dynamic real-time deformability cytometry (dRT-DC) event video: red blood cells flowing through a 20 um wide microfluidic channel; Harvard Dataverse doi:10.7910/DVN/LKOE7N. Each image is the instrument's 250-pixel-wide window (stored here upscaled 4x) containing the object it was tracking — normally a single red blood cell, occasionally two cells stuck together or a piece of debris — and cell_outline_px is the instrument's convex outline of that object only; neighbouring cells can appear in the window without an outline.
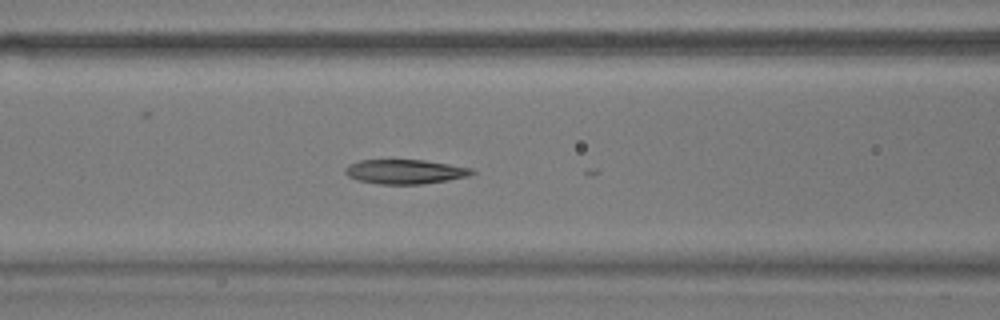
{"species": "common noctule bat (a hibernating species)", "species_latin": "Nyctalus noctula", "temperature_condition": "warm", "stored_images_in_passage": 13, "camera_frame_rate_fps": 3000, "um_per_image_px": 0.085, "animal": {"sex": "male", "body_mass_g": 17.9}, "frame": {"image": 1, "passage_image": 12, "time_ms": 3.667, "image_size_px": [1000, 320], "cell_outline_px": [[476, 172], [468, 176], [448, 180], [424, 184], [380, 184], [356, 180], [348, 176], [344, 172], [344, 168], [348, 164], [360, 160], [424, 160], [472, 168]], "centroid_in_image_um": [34.4, 14.59], "position_along_channel_um": 132.2, "area_um2": 18.09}}